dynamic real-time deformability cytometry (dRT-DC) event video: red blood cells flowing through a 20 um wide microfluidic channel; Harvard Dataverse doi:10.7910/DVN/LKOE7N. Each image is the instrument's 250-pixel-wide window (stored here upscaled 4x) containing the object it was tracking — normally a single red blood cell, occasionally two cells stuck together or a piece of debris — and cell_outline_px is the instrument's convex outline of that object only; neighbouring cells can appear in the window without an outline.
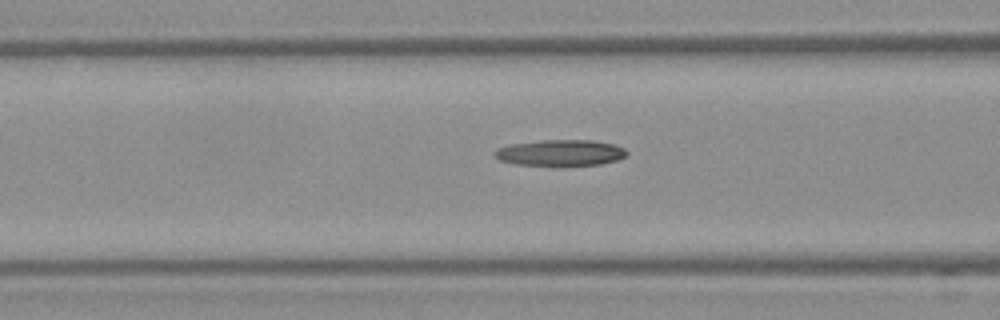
{"species": "Egyptian fruit bat (a non-hibernating species)", "species_latin": "Rousettus aegyptiacus", "temperature_condition": "warm", "stored_images_in_passage": 15, "camera_frame_rate_fps": 3000, "um_per_image_px": 0.085, "frame": {"image": 1, "passage_image": 13, "time_ms": 4.0, "image_size_px": [1000, 320], "cell_outline_px": [[628, 152], [624, 156], [616, 160], [600, 164], [516, 164], [500, 160], [492, 156], [492, 152], [496, 148], [508, 144], [540, 140], [592, 140], [616, 144], [624, 148]], "centroid_in_image_um": [47.58, 12.95], "position_along_channel_um": 119.0, "area_um2": 19.88}}